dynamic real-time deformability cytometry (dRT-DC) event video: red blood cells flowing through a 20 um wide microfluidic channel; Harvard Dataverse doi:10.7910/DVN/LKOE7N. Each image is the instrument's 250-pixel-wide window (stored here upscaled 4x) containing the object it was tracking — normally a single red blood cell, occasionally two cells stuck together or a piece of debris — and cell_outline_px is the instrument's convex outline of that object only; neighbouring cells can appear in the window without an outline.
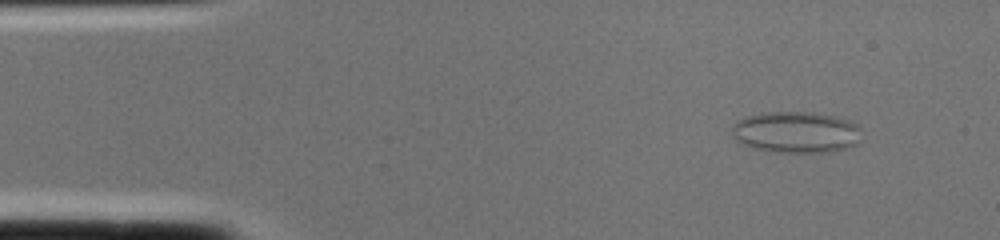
{"species": "common noctule bat (a hibernating species)", "species_latin": "Nyctalus noctula", "temperature_condition": "cold", "stored_images_in_passage": 1, "camera_frame_rate_fps": 3000, "um_per_image_px": 0.085, "animal": {"sex": "female", "body_mass_g": 22.0, "forearm_length_mm": 56.7}, "frame": {"image": 1, "passage_image": 1, "time_ms": 0.0, "image_size_px": [1000, 240], "cell_outline_px": [[860, 140], [856, 144], [848, 148], [832, 152], [776, 152], [752, 148], [736, 140], [732, 136], [732, 124], [736, 120], [744, 116], [764, 112], [812, 112], [836, 116], [848, 120], [856, 124], [860, 128]], "centroid_in_image_um": [67.65, 11.23], "position_along_channel_um": 17.4, "area_um2": 31.67}}